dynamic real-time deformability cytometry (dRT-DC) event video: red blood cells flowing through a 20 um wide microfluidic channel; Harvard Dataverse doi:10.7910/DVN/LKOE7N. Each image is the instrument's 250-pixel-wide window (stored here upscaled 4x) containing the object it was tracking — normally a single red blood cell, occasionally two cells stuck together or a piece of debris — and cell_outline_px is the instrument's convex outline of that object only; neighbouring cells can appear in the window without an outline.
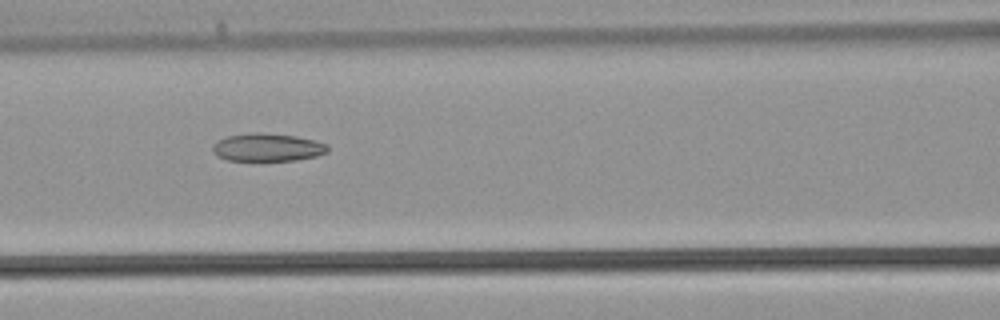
{"species": "common noctule bat (a hibernating species)", "species_latin": "Nyctalus noctula", "temperature_condition": "warm", "stored_images_in_passage": 33, "camera_frame_rate_fps": 3000, "um_per_image_px": 0.085, "animal": {"sex": "male", "body_mass_g": 21.5, "forearm_length_mm": 52.0}, "frame": {"image": 1, "passage_image": 11, "time_ms": 3.333, "image_size_px": [1000, 320], "cell_outline_px": [[328, 152], [316, 156], [296, 160], [228, 160], [216, 156], [212, 152], [212, 144], [216, 140], [228, 136], [256, 132], [296, 136], [316, 140], [328, 144]], "centroid_in_image_um": [22.72, 12.52], "position_along_channel_um": 143.9, "area_um2": 18.79}}
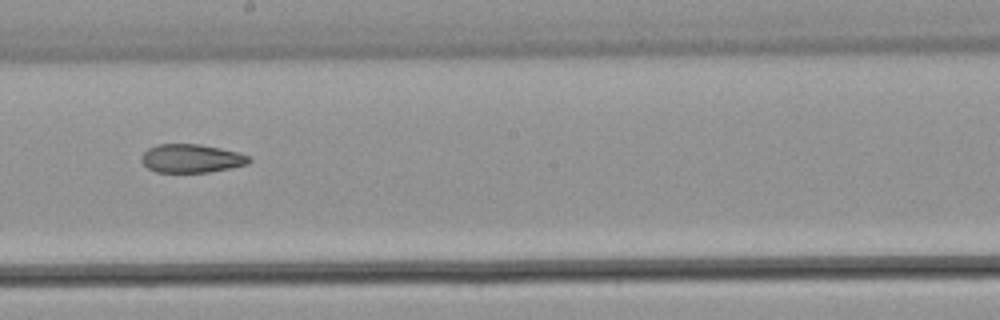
{"frame": {"image": 2, "passage_image": 16, "time_ms": 5.0, "image_size_px": [1000, 320], "cell_outline_px": [[252, 160], [248, 164], [208, 172], [156, 172], [148, 168], [140, 160], [140, 156], [148, 148], [156, 144], [200, 144], [220, 148], [236, 152], [248, 156]], "centroid_in_image_um": [16.23, 13.46], "position_along_channel_um": 232.0, "area_um2": 17.8}}
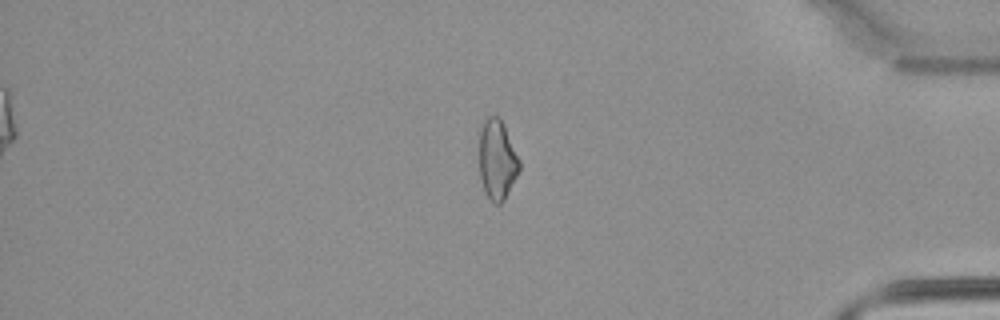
{"frame": {"image": 3, "passage_image": 27, "time_ms": 8.667, "image_size_px": [1000, 320], "cell_outline_px": [[520, 168], [504, 200], [500, 204], [496, 204], [488, 196], [484, 188], [480, 176], [480, 128], [484, 120], [488, 116], [500, 116], [504, 124], [520, 160]], "centroid_in_image_um": [42.26, 13.53], "position_along_channel_um": 392.9, "area_um2": 18.44}}